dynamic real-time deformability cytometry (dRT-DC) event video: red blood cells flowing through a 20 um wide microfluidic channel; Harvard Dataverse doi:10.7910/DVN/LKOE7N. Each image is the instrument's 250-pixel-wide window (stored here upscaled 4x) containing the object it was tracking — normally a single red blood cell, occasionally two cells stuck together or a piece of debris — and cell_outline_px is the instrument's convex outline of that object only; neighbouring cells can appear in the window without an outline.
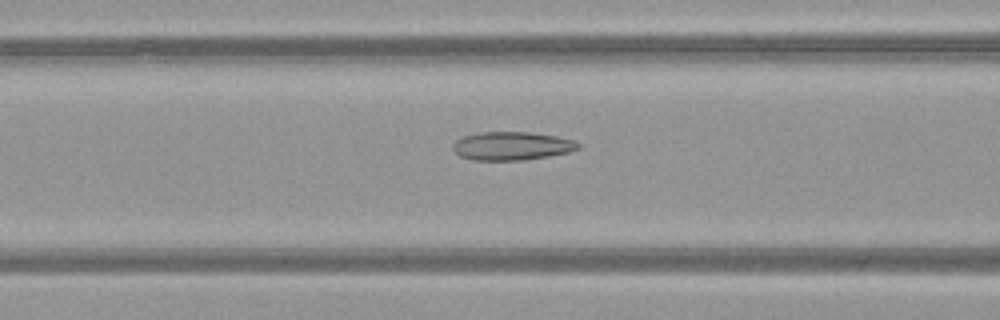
{"species": "common noctule bat (a hibernating species)", "species_latin": "Nyctalus noctula", "temperature_condition": "warm", "stored_images_in_passage": 45, "camera_frame_rate_fps": 3000, "um_per_image_px": 0.085, "animal": {"sex": "female", "body_mass_g": 21.9}, "frame": {"image": 1, "passage_image": 15, "time_ms": 4.667, "image_size_px": [1000, 320], "cell_outline_px": [[580, 148], [568, 152], [548, 156], [524, 160], [472, 160], [460, 156], [452, 152], [452, 144], [456, 140], [464, 136], [480, 132], [528, 132], [556, 136], [576, 140], [580, 144]], "centroid_in_image_um": [43.48, 12.41], "position_along_channel_um": 123.1, "area_um2": 20.87}}
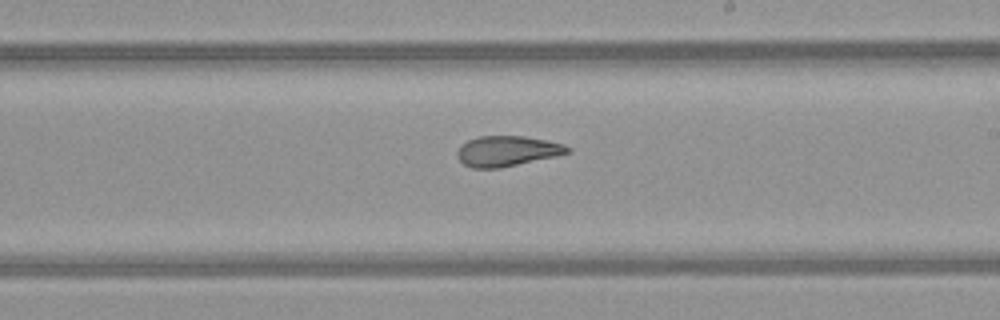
{"frame": {"image": 2, "passage_image": 24, "time_ms": 7.667, "image_size_px": [1000, 320], "cell_outline_px": [[572, 152], [556, 156], [500, 168], [472, 168], [464, 164], [456, 156], [456, 152], [468, 140], [480, 136], [524, 136], [548, 140], [564, 144], [572, 148]], "centroid_in_image_um": [43.15, 12.84], "position_along_channel_um": 245.9, "area_um2": 19.54}}
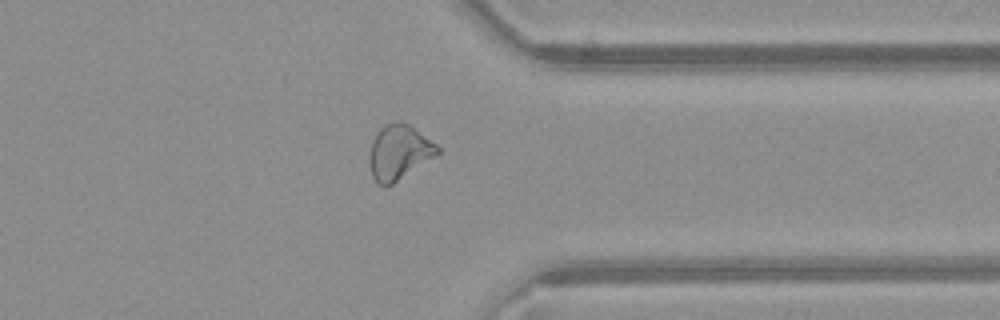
{"frame": {"image": 3, "passage_image": 34, "time_ms": 11.0, "image_size_px": [1000, 320], "cell_outline_px": [[440, 152], [436, 156], [392, 184], [384, 188], [372, 176], [372, 140], [376, 132], [380, 128], [396, 120], [400, 120], [408, 124], [436, 144], [440, 148]], "centroid_in_image_um": [33.95, 12.92], "position_along_channel_um": 377.4, "area_um2": 21.15}, "authors_computed_cell_mechanics": {"area_um2": 21.2704, "velocity_mm_per_s": 4.0918, "shape_relaxation_time_tau1_ms": null, "shape_relaxation_time_tau2_ms": 1.7518, "deformation_change_tau1": null, "deformation_change_tau2": 0.0832}}